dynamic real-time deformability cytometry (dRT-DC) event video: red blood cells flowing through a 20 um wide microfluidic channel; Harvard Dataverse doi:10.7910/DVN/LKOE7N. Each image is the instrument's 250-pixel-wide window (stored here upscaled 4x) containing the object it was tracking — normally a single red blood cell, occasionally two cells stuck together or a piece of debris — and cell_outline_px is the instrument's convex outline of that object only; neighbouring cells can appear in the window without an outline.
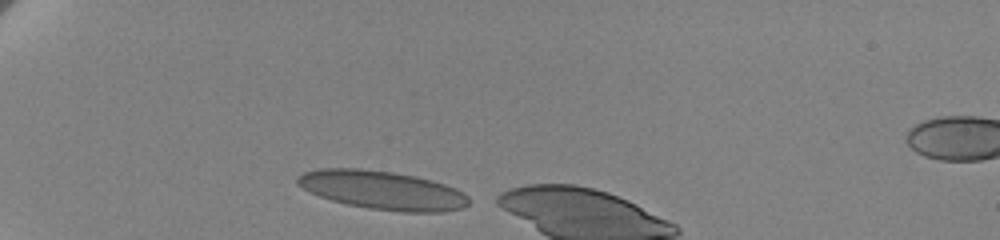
{"species": "human", "species_latin": "Homo sapiens", "temperature_condition": "cold", "stored_images_in_passage": 7, "camera_frame_rate_fps": 3000, "um_per_image_px": 0.085, "donor": {"sex": "female"}, "frame": {"image": 1, "passage_image": 1, "time_ms": 0.0, "image_size_px": [1000, 240], "cell_outline_px": [[468, 204], [460, 208], [444, 212], [404, 212], [368, 208], [348, 204], [332, 200], [320, 196], [296, 184], [296, 176], [304, 172], [320, 168], [360, 168], [392, 172], [416, 176], [444, 184], [456, 188], [468, 196]], "centroid_in_image_um": [32.49, 16.16], "position_along_channel_um": 52.5, "area_um2": 38.38}}